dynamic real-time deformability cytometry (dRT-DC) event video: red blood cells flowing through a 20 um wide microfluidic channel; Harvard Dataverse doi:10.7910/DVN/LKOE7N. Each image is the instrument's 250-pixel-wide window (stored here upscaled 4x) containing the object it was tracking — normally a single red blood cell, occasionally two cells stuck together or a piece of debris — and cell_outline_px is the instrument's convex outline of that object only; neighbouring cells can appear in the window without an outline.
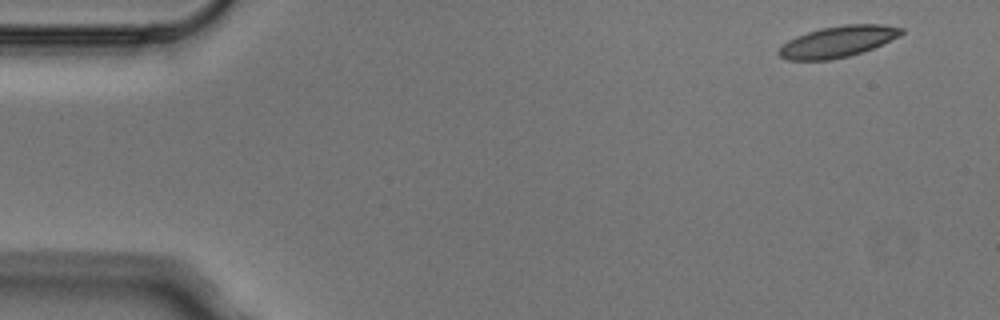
{"species": "Egyptian fruit bat (a non-hibernating species)", "species_latin": "Rousettus aegyptiacus", "temperature_condition": "cold", "stored_images_in_passage": 4, "camera_frame_rate_fps": 3000, "um_per_image_px": 0.085, "animal": {"sex": "male"}, "frame": {"image": 1, "passage_image": 1, "time_ms": 0.0, "image_size_px": [1000, 320], "cell_outline_px": [[904, 32], [900, 36], [872, 48], [848, 56], [832, 60], [788, 60], [780, 56], [776, 52], [788, 40], [796, 36], [820, 28], [844, 24], [884, 24], [904, 28]], "centroid_in_image_um": [71.22, 3.53], "position_along_channel_um": 13.8, "area_um2": 22.25}}
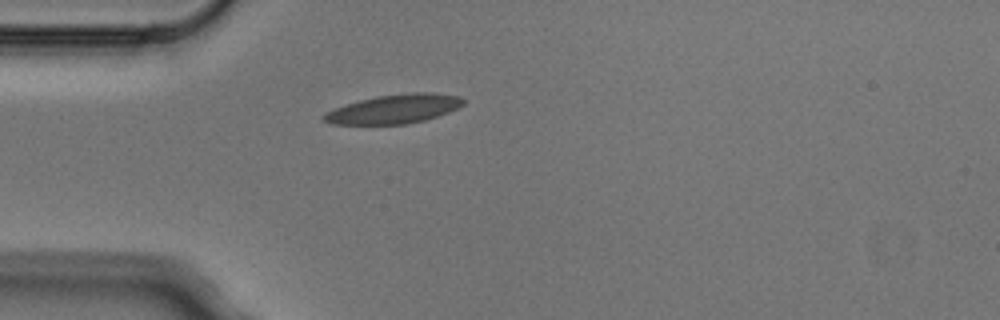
{"frame": {"image": 2, "passage_image": 4, "time_ms": 1.0, "image_size_px": [1000, 320], "cell_outline_px": [[464, 104], [460, 108], [424, 120], [408, 124], [332, 124], [324, 120], [320, 116], [324, 112], [360, 100], [376, 96], [412, 92], [432, 92], [460, 96], [464, 100]], "centroid_in_image_um": [33.53, 9.26], "position_along_channel_um": 51.5, "area_um2": 23.58}}